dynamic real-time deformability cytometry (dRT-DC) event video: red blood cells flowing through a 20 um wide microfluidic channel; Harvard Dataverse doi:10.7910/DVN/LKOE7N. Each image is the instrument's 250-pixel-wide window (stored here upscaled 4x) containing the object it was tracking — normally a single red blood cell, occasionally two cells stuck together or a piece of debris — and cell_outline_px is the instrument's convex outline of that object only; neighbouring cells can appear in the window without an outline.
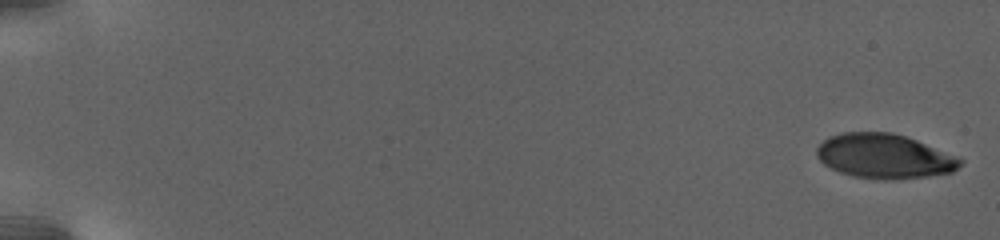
{"species": "human", "species_latin": "Homo sapiens", "temperature_condition": "warm", "stored_images_in_passage": 27, "camera_frame_rate_fps": 3000, "um_per_image_px": 0.085, "donor": {"sex": "female"}, "frame": {"image": 1, "passage_image": 1, "time_ms": 0.0, "image_size_px": [1000, 240], "cell_outline_px": [[964, 164], [952, 172], [928, 176], [892, 180], [884, 180], [852, 176], [840, 172], [824, 164], [816, 156], [816, 148], [824, 140], [832, 136], [844, 132], [888, 132], [904, 136], [916, 140], [956, 156], [964, 160]], "centroid_in_image_um": [75.18, 13.29], "position_along_channel_um": 9.8, "area_um2": 37.11}}
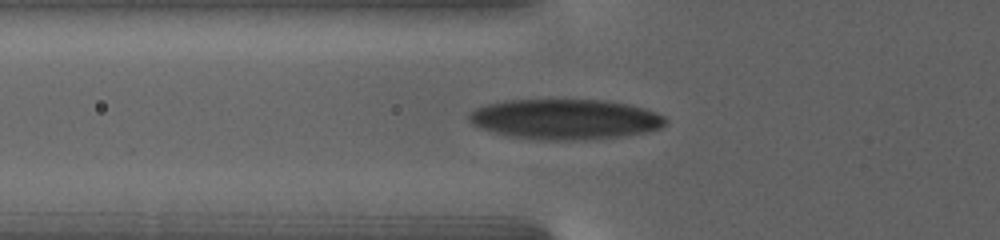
{"frame": {"image": 2, "passage_image": 23, "time_ms": 9.667, "image_size_px": [1000, 240], "cell_outline_px": [[668, 120], [660, 128], [648, 132], [624, 136], [588, 140], [536, 140], [508, 136], [480, 128], [472, 124], [468, 120], [468, 116], [476, 108], [488, 104], [504, 100], [604, 100], [628, 104], [644, 108], [656, 112], [664, 116]], "centroid_in_image_um": [48.05, 10.14], "position_along_channel_um": 77.7, "area_um2": 46.41}}
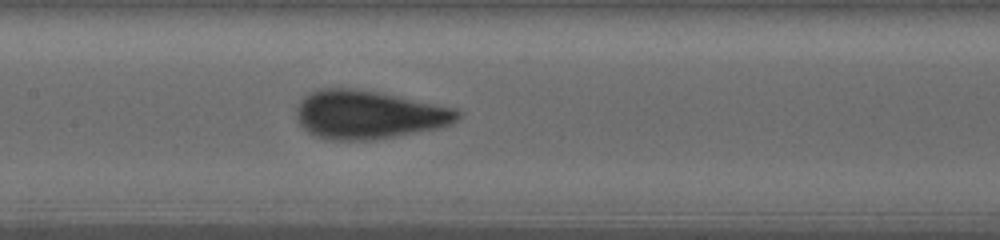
{"frame": {"image": 3, "passage_image": 27, "time_ms": 13.333, "image_size_px": [1000, 240], "cell_outline_px": [[460, 116], [456, 120], [448, 124], [436, 128], [376, 140], [328, 140], [316, 136], [308, 132], [300, 124], [296, 116], [296, 112], [304, 96], [312, 92], [324, 88], [352, 88], [376, 92], [396, 96], [452, 108], [460, 112]], "centroid_in_image_um": [31.27, 9.76], "position_along_channel_um": 176.1, "area_um2": 44.74}}